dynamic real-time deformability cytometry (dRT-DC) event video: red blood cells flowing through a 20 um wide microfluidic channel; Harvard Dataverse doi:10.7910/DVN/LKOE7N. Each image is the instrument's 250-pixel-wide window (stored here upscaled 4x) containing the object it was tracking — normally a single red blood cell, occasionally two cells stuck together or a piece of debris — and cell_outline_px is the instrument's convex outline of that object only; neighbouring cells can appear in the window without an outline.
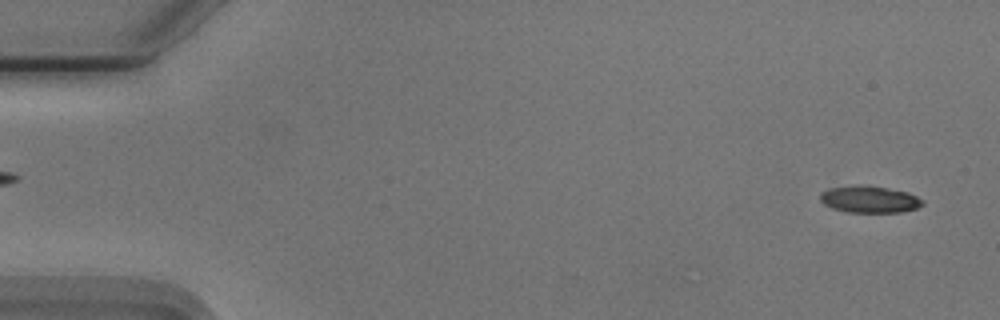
{"species": "Egyptian fruit bat (a non-hibernating species)", "species_latin": "Rousettus aegyptiacus", "temperature_condition": "cold", "stored_images_in_passage": 26, "camera_frame_rate_fps": 3000, "um_per_image_px": 0.085, "animal": {"sex": "male"}, "frame": {"image": 1, "passage_image": 2, "time_ms": 0.333, "image_size_px": [1000, 320], "cell_outline_px": [[924, 204], [916, 208], [900, 212], [848, 212], [832, 208], [824, 204], [820, 200], [820, 192], [828, 188], [856, 184], [860, 184], [908, 192], [924, 200]], "centroid_in_image_um": [73.87, 16.93], "position_along_channel_um": 11.1, "area_um2": 16.07}}
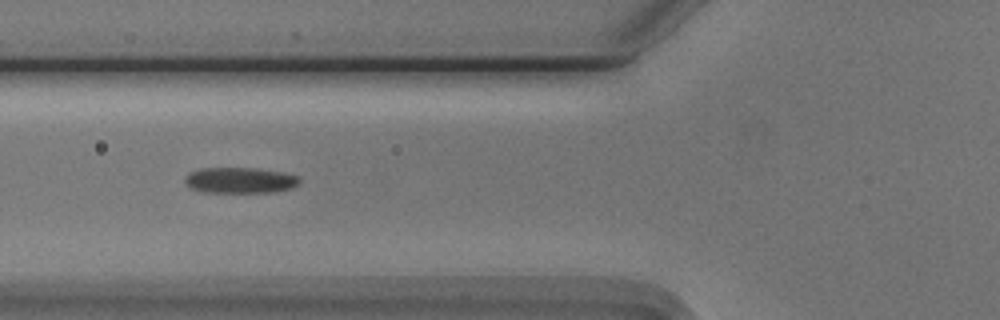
{"frame": {"image": 2, "passage_image": 20, "time_ms": 6.333, "image_size_px": [1000, 320], "cell_outline_px": [[300, 184], [292, 188], [276, 192], [200, 192], [192, 188], [184, 180], [184, 176], [188, 172], [200, 168], [260, 168], [284, 172], [300, 176]], "centroid_in_image_um": [20.44, 15.31], "position_along_channel_um": 105.4, "area_um2": 17.57}}
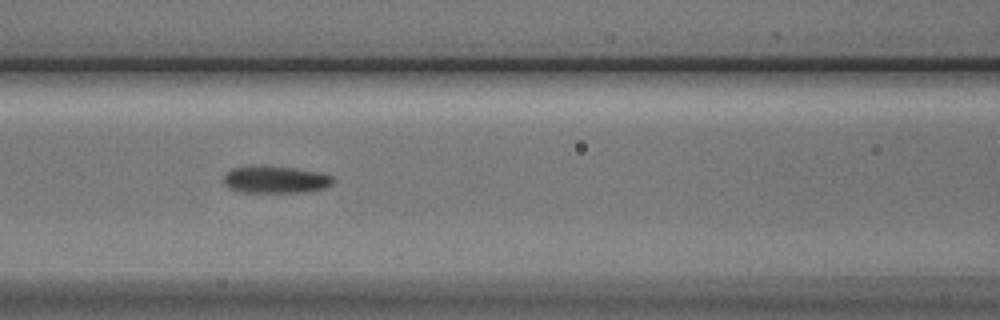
{"frame": {"image": 3, "passage_image": 23, "time_ms": 7.333, "image_size_px": [1000, 320], "cell_outline_px": [[336, 180], [332, 184], [324, 188], [308, 192], [240, 192], [228, 188], [224, 184], [224, 172], [232, 168], [252, 164], [264, 164], [296, 168], [320, 172], [332, 176]], "centroid_in_image_um": [23.38, 15.23], "position_along_channel_um": 143.2, "area_um2": 18.03}}